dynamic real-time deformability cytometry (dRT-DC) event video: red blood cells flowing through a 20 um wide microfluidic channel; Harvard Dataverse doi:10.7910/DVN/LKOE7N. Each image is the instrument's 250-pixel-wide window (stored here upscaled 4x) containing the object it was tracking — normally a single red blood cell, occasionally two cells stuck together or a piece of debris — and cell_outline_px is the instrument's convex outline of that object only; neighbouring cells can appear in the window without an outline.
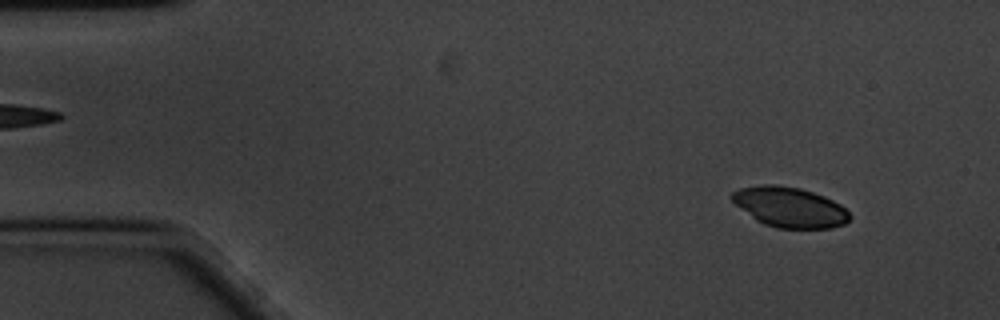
{"species": "common noctule bat (a hibernating species)", "species_latin": "Nyctalus noctula", "temperature_condition": "cold", "stored_images_in_passage": 59, "camera_frame_rate_fps": 3000, "um_per_image_px": 0.085, "animal": {"sex": "male", "body_mass_g": 20.1, "forearm_length_mm": 53.5}, "frame": {"image": 1, "passage_image": 5, "time_ms": 1.333, "image_size_px": [1000, 320], "cell_outline_px": [[852, 216], [844, 224], [832, 228], [776, 228], [764, 224], [756, 220], [736, 204], [732, 200], [732, 192], [740, 188], [764, 184], [776, 184], [800, 188], [824, 196], [840, 204]], "centroid_in_image_um": [67.14, 17.61], "position_along_channel_um": 17.9, "area_um2": 27.4}}
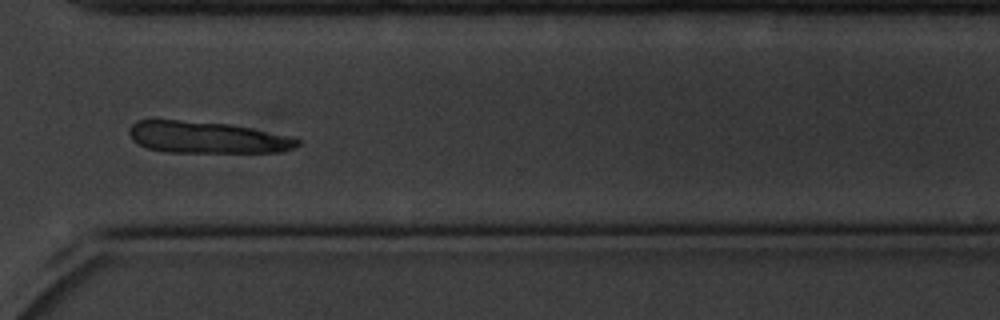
{"frame": {"image": 2, "passage_image": 43, "time_ms": 14.0, "image_size_px": [1000, 320], "cell_outline_px": [[300, 144], [292, 148], [280, 152], [168, 152], [148, 148], [132, 140], [128, 132], [132, 124], [136, 120], [176, 120], [228, 124], [252, 128], [300, 140]], "centroid_in_image_um": [17.54, 11.68], "position_along_channel_um": 353.1, "area_um2": 30.63}}
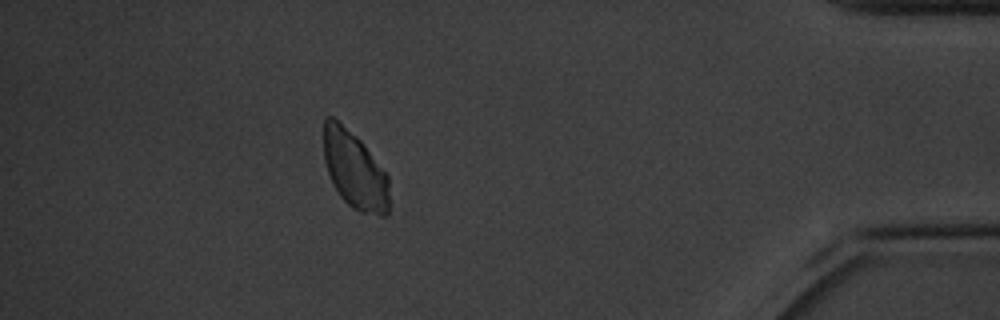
{"frame": {"image": 3, "passage_image": 52, "time_ms": 17.0, "image_size_px": [1000, 320], "cell_outline_px": [[388, 216], [380, 216], [360, 212], [352, 208], [340, 196], [328, 172], [324, 160], [324, 120], [328, 116], [332, 116], [356, 136], [364, 144], [388, 176]], "centroid_in_image_um": [30.15, 14.48], "position_along_channel_um": 405.0, "area_um2": 29.36}}